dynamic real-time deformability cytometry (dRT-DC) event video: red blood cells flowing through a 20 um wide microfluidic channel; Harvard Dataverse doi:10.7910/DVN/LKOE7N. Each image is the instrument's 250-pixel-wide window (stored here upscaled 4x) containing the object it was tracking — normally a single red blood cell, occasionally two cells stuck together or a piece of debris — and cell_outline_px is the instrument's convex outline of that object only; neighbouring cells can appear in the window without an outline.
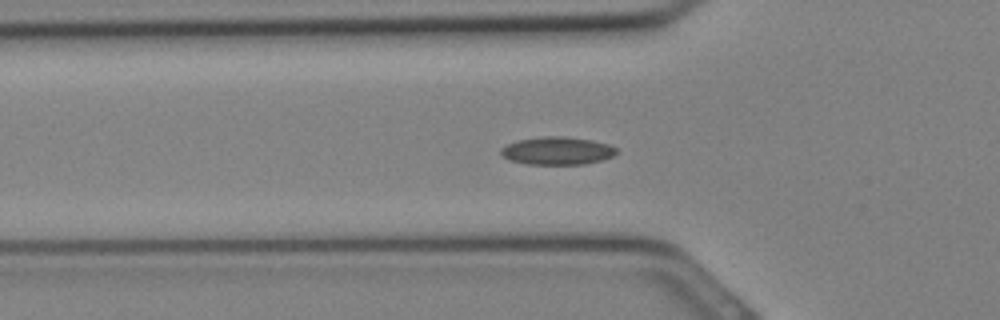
{"species": "Egyptian fruit bat (a non-hibernating species)", "species_latin": "Rousettus aegyptiacus", "temperature_condition": "cold", "stored_images_in_passage": 3, "camera_frame_rate_fps": 3000, "um_per_image_px": 0.085, "animal": {"sex": "female"}, "frame": {"image": 1, "passage_image": 2, "time_ms": 0.333, "image_size_px": [1000, 320], "cell_outline_px": [[616, 152], [612, 156], [600, 160], [584, 164], [528, 164], [508, 160], [500, 152], [500, 148], [508, 144], [520, 140], [548, 136], [560, 136], [588, 140], [608, 144], [616, 148]], "centroid_in_image_um": [47.33, 12.83], "position_along_channel_um": 78.5, "area_um2": 18.32}}